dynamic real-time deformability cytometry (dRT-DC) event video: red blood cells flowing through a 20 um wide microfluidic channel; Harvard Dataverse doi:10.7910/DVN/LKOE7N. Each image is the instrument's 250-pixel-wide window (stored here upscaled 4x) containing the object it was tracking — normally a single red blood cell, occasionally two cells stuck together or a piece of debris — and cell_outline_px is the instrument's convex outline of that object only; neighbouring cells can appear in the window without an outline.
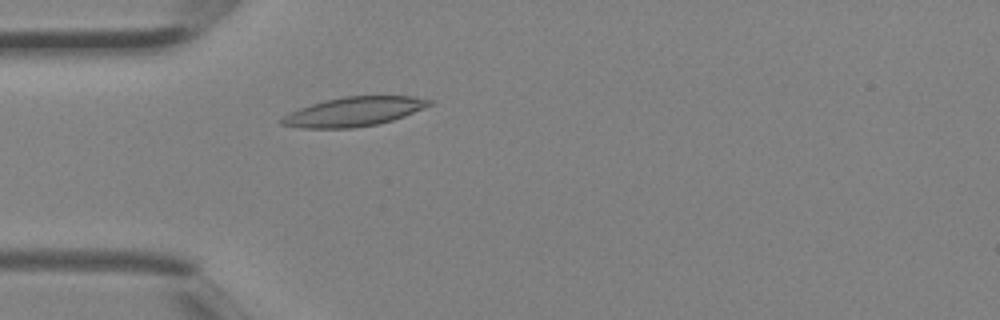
{"species": "Egyptian fruit bat (a non-hibernating species)", "species_latin": "Rousettus aegyptiacus", "temperature_condition": "room temperature", "stored_images_in_passage": 2, "camera_frame_rate_fps": 3000, "um_per_image_px": 0.085, "animal": {"sex": "female"}, "frame": {"image": 1, "passage_image": 2, "time_ms": 0.333, "image_size_px": [1000, 320], "cell_outline_px": [[432, 104], [404, 116], [392, 120], [376, 124], [352, 128], [300, 128], [280, 124], [280, 120], [284, 116], [300, 108], [324, 100], [344, 96], [412, 96], [432, 100]], "centroid_in_image_um": [30.07, 9.49], "position_along_channel_um": 54.9, "area_um2": 24.85}}